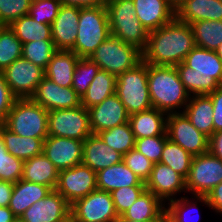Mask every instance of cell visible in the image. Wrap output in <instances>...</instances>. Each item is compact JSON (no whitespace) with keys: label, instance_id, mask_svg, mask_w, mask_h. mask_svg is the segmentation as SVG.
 I'll list each match as a JSON object with an SVG mask.
<instances>
[{"label":"cell","instance_id":"cell-1","mask_svg":"<svg viewBox=\"0 0 222 222\" xmlns=\"http://www.w3.org/2000/svg\"><path fill=\"white\" fill-rule=\"evenodd\" d=\"M194 47L191 25L175 17L171 22L149 32L142 60L156 66H177Z\"/></svg>","mask_w":222,"mask_h":222},{"label":"cell","instance_id":"cell-2","mask_svg":"<svg viewBox=\"0 0 222 222\" xmlns=\"http://www.w3.org/2000/svg\"><path fill=\"white\" fill-rule=\"evenodd\" d=\"M175 67L190 96L208 95L222 85V61L214 50L195 46Z\"/></svg>","mask_w":222,"mask_h":222},{"label":"cell","instance_id":"cell-3","mask_svg":"<svg viewBox=\"0 0 222 222\" xmlns=\"http://www.w3.org/2000/svg\"><path fill=\"white\" fill-rule=\"evenodd\" d=\"M148 87L152 107L167 114L183 113L190 99L175 66L148 64Z\"/></svg>","mask_w":222,"mask_h":222},{"label":"cell","instance_id":"cell-4","mask_svg":"<svg viewBox=\"0 0 222 222\" xmlns=\"http://www.w3.org/2000/svg\"><path fill=\"white\" fill-rule=\"evenodd\" d=\"M110 36L105 5L80 8L77 38L71 49L79 58H89L96 48Z\"/></svg>","mask_w":222,"mask_h":222},{"label":"cell","instance_id":"cell-5","mask_svg":"<svg viewBox=\"0 0 222 222\" xmlns=\"http://www.w3.org/2000/svg\"><path fill=\"white\" fill-rule=\"evenodd\" d=\"M105 6L110 34L143 51L149 32L137 19L133 0H111Z\"/></svg>","mask_w":222,"mask_h":222},{"label":"cell","instance_id":"cell-6","mask_svg":"<svg viewBox=\"0 0 222 222\" xmlns=\"http://www.w3.org/2000/svg\"><path fill=\"white\" fill-rule=\"evenodd\" d=\"M2 124L21 137H48V111L31 98L16 99Z\"/></svg>","mask_w":222,"mask_h":222},{"label":"cell","instance_id":"cell-7","mask_svg":"<svg viewBox=\"0 0 222 222\" xmlns=\"http://www.w3.org/2000/svg\"><path fill=\"white\" fill-rule=\"evenodd\" d=\"M118 98L131 115L152 108L148 87V64L141 61L116 77Z\"/></svg>","mask_w":222,"mask_h":222},{"label":"cell","instance_id":"cell-8","mask_svg":"<svg viewBox=\"0 0 222 222\" xmlns=\"http://www.w3.org/2000/svg\"><path fill=\"white\" fill-rule=\"evenodd\" d=\"M89 59L95 62L101 70L117 77L142 61V51L110 34Z\"/></svg>","mask_w":222,"mask_h":222},{"label":"cell","instance_id":"cell-9","mask_svg":"<svg viewBox=\"0 0 222 222\" xmlns=\"http://www.w3.org/2000/svg\"><path fill=\"white\" fill-rule=\"evenodd\" d=\"M91 134L88 109L82 105L48 111V136L85 141Z\"/></svg>","mask_w":222,"mask_h":222},{"label":"cell","instance_id":"cell-10","mask_svg":"<svg viewBox=\"0 0 222 222\" xmlns=\"http://www.w3.org/2000/svg\"><path fill=\"white\" fill-rule=\"evenodd\" d=\"M222 182V160L209 151L193 156L189 175L186 178L187 193L206 196Z\"/></svg>","mask_w":222,"mask_h":222},{"label":"cell","instance_id":"cell-11","mask_svg":"<svg viewBox=\"0 0 222 222\" xmlns=\"http://www.w3.org/2000/svg\"><path fill=\"white\" fill-rule=\"evenodd\" d=\"M76 222H115L119 217L111 193L96 189L71 204Z\"/></svg>","mask_w":222,"mask_h":222},{"label":"cell","instance_id":"cell-12","mask_svg":"<svg viewBox=\"0 0 222 222\" xmlns=\"http://www.w3.org/2000/svg\"><path fill=\"white\" fill-rule=\"evenodd\" d=\"M5 82L17 99L31 98L45 77V70L24 59H16L3 72Z\"/></svg>","mask_w":222,"mask_h":222},{"label":"cell","instance_id":"cell-13","mask_svg":"<svg viewBox=\"0 0 222 222\" xmlns=\"http://www.w3.org/2000/svg\"><path fill=\"white\" fill-rule=\"evenodd\" d=\"M97 189V174L89 166L75 165L59 171L56 191L70 204Z\"/></svg>","mask_w":222,"mask_h":222},{"label":"cell","instance_id":"cell-14","mask_svg":"<svg viewBox=\"0 0 222 222\" xmlns=\"http://www.w3.org/2000/svg\"><path fill=\"white\" fill-rule=\"evenodd\" d=\"M166 133L168 139L180 145L192 156L208 152L209 138L198 131L184 113H169Z\"/></svg>","mask_w":222,"mask_h":222},{"label":"cell","instance_id":"cell-15","mask_svg":"<svg viewBox=\"0 0 222 222\" xmlns=\"http://www.w3.org/2000/svg\"><path fill=\"white\" fill-rule=\"evenodd\" d=\"M71 215V204L55 189L33 203L18 222H62Z\"/></svg>","mask_w":222,"mask_h":222},{"label":"cell","instance_id":"cell-16","mask_svg":"<svg viewBox=\"0 0 222 222\" xmlns=\"http://www.w3.org/2000/svg\"><path fill=\"white\" fill-rule=\"evenodd\" d=\"M31 99L47 111L73 109L81 105V98L72 87H61L46 76Z\"/></svg>","mask_w":222,"mask_h":222},{"label":"cell","instance_id":"cell-17","mask_svg":"<svg viewBox=\"0 0 222 222\" xmlns=\"http://www.w3.org/2000/svg\"><path fill=\"white\" fill-rule=\"evenodd\" d=\"M83 142L76 139L48 136L43 143V153L58 171H62L82 163Z\"/></svg>","mask_w":222,"mask_h":222},{"label":"cell","instance_id":"cell-18","mask_svg":"<svg viewBox=\"0 0 222 222\" xmlns=\"http://www.w3.org/2000/svg\"><path fill=\"white\" fill-rule=\"evenodd\" d=\"M146 190L160 198L164 204L173 200L177 194L185 192L186 179L172 168L161 162L155 163L149 179L145 182Z\"/></svg>","mask_w":222,"mask_h":222},{"label":"cell","instance_id":"cell-19","mask_svg":"<svg viewBox=\"0 0 222 222\" xmlns=\"http://www.w3.org/2000/svg\"><path fill=\"white\" fill-rule=\"evenodd\" d=\"M88 114L92 134L125 124L130 117L116 93L100 104L88 108Z\"/></svg>","mask_w":222,"mask_h":222},{"label":"cell","instance_id":"cell-20","mask_svg":"<svg viewBox=\"0 0 222 222\" xmlns=\"http://www.w3.org/2000/svg\"><path fill=\"white\" fill-rule=\"evenodd\" d=\"M80 7L62 4L51 24L52 40L57 50H71L77 38Z\"/></svg>","mask_w":222,"mask_h":222},{"label":"cell","instance_id":"cell-21","mask_svg":"<svg viewBox=\"0 0 222 222\" xmlns=\"http://www.w3.org/2000/svg\"><path fill=\"white\" fill-rule=\"evenodd\" d=\"M123 155L108 146L98 134H91L83 142L82 164L96 173L122 161Z\"/></svg>","mask_w":222,"mask_h":222},{"label":"cell","instance_id":"cell-22","mask_svg":"<svg viewBox=\"0 0 222 222\" xmlns=\"http://www.w3.org/2000/svg\"><path fill=\"white\" fill-rule=\"evenodd\" d=\"M137 19L147 29L154 31L171 22L176 12L168 0H133Z\"/></svg>","mask_w":222,"mask_h":222},{"label":"cell","instance_id":"cell-23","mask_svg":"<svg viewBox=\"0 0 222 222\" xmlns=\"http://www.w3.org/2000/svg\"><path fill=\"white\" fill-rule=\"evenodd\" d=\"M163 203L160 198L145 189L121 217L138 222H166V204Z\"/></svg>","mask_w":222,"mask_h":222},{"label":"cell","instance_id":"cell-24","mask_svg":"<svg viewBox=\"0 0 222 222\" xmlns=\"http://www.w3.org/2000/svg\"><path fill=\"white\" fill-rule=\"evenodd\" d=\"M167 116V113L152 107L148 110L131 114L128 122L135 139L167 136Z\"/></svg>","mask_w":222,"mask_h":222},{"label":"cell","instance_id":"cell-25","mask_svg":"<svg viewBox=\"0 0 222 222\" xmlns=\"http://www.w3.org/2000/svg\"><path fill=\"white\" fill-rule=\"evenodd\" d=\"M52 189L48 186L20 179L14 183L8 207L19 219L33 203L43 199Z\"/></svg>","mask_w":222,"mask_h":222},{"label":"cell","instance_id":"cell-26","mask_svg":"<svg viewBox=\"0 0 222 222\" xmlns=\"http://www.w3.org/2000/svg\"><path fill=\"white\" fill-rule=\"evenodd\" d=\"M97 189L112 192L121 187L145 186V183L123 161L97 173Z\"/></svg>","mask_w":222,"mask_h":222},{"label":"cell","instance_id":"cell-27","mask_svg":"<svg viewBox=\"0 0 222 222\" xmlns=\"http://www.w3.org/2000/svg\"><path fill=\"white\" fill-rule=\"evenodd\" d=\"M213 103L209 95L190 96L183 113L208 138L213 134Z\"/></svg>","mask_w":222,"mask_h":222},{"label":"cell","instance_id":"cell-28","mask_svg":"<svg viewBox=\"0 0 222 222\" xmlns=\"http://www.w3.org/2000/svg\"><path fill=\"white\" fill-rule=\"evenodd\" d=\"M176 18L189 25L203 20H222V1L188 0L176 11Z\"/></svg>","mask_w":222,"mask_h":222},{"label":"cell","instance_id":"cell-29","mask_svg":"<svg viewBox=\"0 0 222 222\" xmlns=\"http://www.w3.org/2000/svg\"><path fill=\"white\" fill-rule=\"evenodd\" d=\"M58 176L59 171L44 153L24 161L21 178L23 180L42 184L54 190L57 187Z\"/></svg>","mask_w":222,"mask_h":222},{"label":"cell","instance_id":"cell-30","mask_svg":"<svg viewBox=\"0 0 222 222\" xmlns=\"http://www.w3.org/2000/svg\"><path fill=\"white\" fill-rule=\"evenodd\" d=\"M79 59L71 50H57L48 63L45 76L61 87H72L73 72Z\"/></svg>","mask_w":222,"mask_h":222},{"label":"cell","instance_id":"cell-31","mask_svg":"<svg viewBox=\"0 0 222 222\" xmlns=\"http://www.w3.org/2000/svg\"><path fill=\"white\" fill-rule=\"evenodd\" d=\"M0 136L7 151L22 161L43 153V139L21 137L12 133L3 124L0 126Z\"/></svg>","mask_w":222,"mask_h":222},{"label":"cell","instance_id":"cell-32","mask_svg":"<svg viewBox=\"0 0 222 222\" xmlns=\"http://www.w3.org/2000/svg\"><path fill=\"white\" fill-rule=\"evenodd\" d=\"M192 201L188 198V196L187 197L182 196L181 198L180 197L177 199L175 198L173 200H170L168 203H166V204H168L166 206V213H165L166 222H199V219H201V218H200V215L198 214V211H199L198 207L199 206H197V205H198V203L201 202L203 205H207V207H209L208 199L206 196H197V195L195 196L194 195L192 197ZM192 209L194 211H197V213H194V211ZM187 212L188 213L190 212L189 215L190 214H195V215L189 216ZM191 219H193V220H191Z\"/></svg>","mask_w":222,"mask_h":222},{"label":"cell","instance_id":"cell-33","mask_svg":"<svg viewBox=\"0 0 222 222\" xmlns=\"http://www.w3.org/2000/svg\"><path fill=\"white\" fill-rule=\"evenodd\" d=\"M116 91V76L99 69L90 83L86 94L81 99V105L90 108L103 102Z\"/></svg>","mask_w":222,"mask_h":222},{"label":"cell","instance_id":"cell-34","mask_svg":"<svg viewBox=\"0 0 222 222\" xmlns=\"http://www.w3.org/2000/svg\"><path fill=\"white\" fill-rule=\"evenodd\" d=\"M9 27L22 44L38 40H52L51 25L38 23L29 15L14 20Z\"/></svg>","mask_w":222,"mask_h":222},{"label":"cell","instance_id":"cell-35","mask_svg":"<svg viewBox=\"0 0 222 222\" xmlns=\"http://www.w3.org/2000/svg\"><path fill=\"white\" fill-rule=\"evenodd\" d=\"M190 25L195 46L215 51L222 43V20H203Z\"/></svg>","mask_w":222,"mask_h":222},{"label":"cell","instance_id":"cell-36","mask_svg":"<svg viewBox=\"0 0 222 222\" xmlns=\"http://www.w3.org/2000/svg\"><path fill=\"white\" fill-rule=\"evenodd\" d=\"M193 156L180 145L166 139L160 162L166 164L185 179L189 175Z\"/></svg>","mask_w":222,"mask_h":222},{"label":"cell","instance_id":"cell-37","mask_svg":"<svg viewBox=\"0 0 222 222\" xmlns=\"http://www.w3.org/2000/svg\"><path fill=\"white\" fill-rule=\"evenodd\" d=\"M98 135L108 146L122 155L135 148V137L129 122L101 131Z\"/></svg>","mask_w":222,"mask_h":222},{"label":"cell","instance_id":"cell-38","mask_svg":"<svg viewBox=\"0 0 222 222\" xmlns=\"http://www.w3.org/2000/svg\"><path fill=\"white\" fill-rule=\"evenodd\" d=\"M23 44L7 25H0V72L22 57Z\"/></svg>","mask_w":222,"mask_h":222},{"label":"cell","instance_id":"cell-39","mask_svg":"<svg viewBox=\"0 0 222 222\" xmlns=\"http://www.w3.org/2000/svg\"><path fill=\"white\" fill-rule=\"evenodd\" d=\"M56 51L53 40L31 41L23 44L22 57L46 70Z\"/></svg>","mask_w":222,"mask_h":222},{"label":"cell","instance_id":"cell-40","mask_svg":"<svg viewBox=\"0 0 222 222\" xmlns=\"http://www.w3.org/2000/svg\"><path fill=\"white\" fill-rule=\"evenodd\" d=\"M99 69V66L89 58L78 60L73 72L72 88L81 99L86 94Z\"/></svg>","mask_w":222,"mask_h":222},{"label":"cell","instance_id":"cell-41","mask_svg":"<svg viewBox=\"0 0 222 222\" xmlns=\"http://www.w3.org/2000/svg\"><path fill=\"white\" fill-rule=\"evenodd\" d=\"M24 161L10 154L0 136V180L18 182L22 178Z\"/></svg>","mask_w":222,"mask_h":222},{"label":"cell","instance_id":"cell-42","mask_svg":"<svg viewBox=\"0 0 222 222\" xmlns=\"http://www.w3.org/2000/svg\"><path fill=\"white\" fill-rule=\"evenodd\" d=\"M61 6V0H32L28 15L38 23L51 25Z\"/></svg>","mask_w":222,"mask_h":222},{"label":"cell","instance_id":"cell-43","mask_svg":"<svg viewBox=\"0 0 222 222\" xmlns=\"http://www.w3.org/2000/svg\"><path fill=\"white\" fill-rule=\"evenodd\" d=\"M32 0H0V25L9 26L14 20L28 15Z\"/></svg>","mask_w":222,"mask_h":222},{"label":"cell","instance_id":"cell-44","mask_svg":"<svg viewBox=\"0 0 222 222\" xmlns=\"http://www.w3.org/2000/svg\"><path fill=\"white\" fill-rule=\"evenodd\" d=\"M122 161L131 169L144 183L149 179L154 163L144 154L133 148L123 155Z\"/></svg>","mask_w":222,"mask_h":222},{"label":"cell","instance_id":"cell-45","mask_svg":"<svg viewBox=\"0 0 222 222\" xmlns=\"http://www.w3.org/2000/svg\"><path fill=\"white\" fill-rule=\"evenodd\" d=\"M145 189V186H127L110 192L118 216H121Z\"/></svg>","mask_w":222,"mask_h":222},{"label":"cell","instance_id":"cell-46","mask_svg":"<svg viewBox=\"0 0 222 222\" xmlns=\"http://www.w3.org/2000/svg\"><path fill=\"white\" fill-rule=\"evenodd\" d=\"M168 136H152L135 139V149L145 155L151 162H160Z\"/></svg>","mask_w":222,"mask_h":222},{"label":"cell","instance_id":"cell-47","mask_svg":"<svg viewBox=\"0 0 222 222\" xmlns=\"http://www.w3.org/2000/svg\"><path fill=\"white\" fill-rule=\"evenodd\" d=\"M17 98L13 95L9 86L5 82V78L2 72H0V122L3 123L13 104Z\"/></svg>","mask_w":222,"mask_h":222},{"label":"cell","instance_id":"cell-48","mask_svg":"<svg viewBox=\"0 0 222 222\" xmlns=\"http://www.w3.org/2000/svg\"><path fill=\"white\" fill-rule=\"evenodd\" d=\"M213 103V133L222 130V85L208 94Z\"/></svg>","mask_w":222,"mask_h":222},{"label":"cell","instance_id":"cell-49","mask_svg":"<svg viewBox=\"0 0 222 222\" xmlns=\"http://www.w3.org/2000/svg\"><path fill=\"white\" fill-rule=\"evenodd\" d=\"M209 208L222 215V182L216 185L207 195Z\"/></svg>","mask_w":222,"mask_h":222},{"label":"cell","instance_id":"cell-50","mask_svg":"<svg viewBox=\"0 0 222 222\" xmlns=\"http://www.w3.org/2000/svg\"><path fill=\"white\" fill-rule=\"evenodd\" d=\"M208 151L222 160V130L214 132L209 137Z\"/></svg>","mask_w":222,"mask_h":222},{"label":"cell","instance_id":"cell-51","mask_svg":"<svg viewBox=\"0 0 222 222\" xmlns=\"http://www.w3.org/2000/svg\"><path fill=\"white\" fill-rule=\"evenodd\" d=\"M14 183L0 180V206L8 207L13 193Z\"/></svg>","mask_w":222,"mask_h":222},{"label":"cell","instance_id":"cell-52","mask_svg":"<svg viewBox=\"0 0 222 222\" xmlns=\"http://www.w3.org/2000/svg\"><path fill=\"white\" fill-rule=\"evenodd\" d=\"M61 3L64 5H71L77 7H87V6H99L105 5V0H61Z\"/></svg>","mask_w":222,"mask_h":222},{"label":"cell","instance_id":"cell-53","mask_svg":"<svg viewBox=\"0 0 222 222\" xmlns=\"http://www.w3.org/2000/svg\"><path fill=\"white\" fill-rule=\"evenodd\" d=\"M0 222H18V218L9 207L0 206Z\"/></svg>","mask_w":222,"mask_h":222},{"label":"cell","instance_id":"cell-54","mask_svg":"<svg viewBox=\"0 0 222 222\" xmlns=\"http://www.w3.org/2000/svg\"><path fill=\"white\" fill-rule=\"evenodd\" d=\"M172 9L176 12L188 0H168Z\"/></svg>","mask_w":222,"mask_h":222},{"label":"cell","instance_id":"cell-55","mask_svg":"<svg viewBox=\"0 0 222 222\" xmlns=\"http://www.w3.org/2000/svg\"><path fill=\"white\" fill-rule=\"evenodd\" d=\"M215 51L222 61V43L219 45V47Z\"/></svg>","mask_w":222,"mask_h":222},{"label":"cell","instance_id":"cell-56","mask_svg":"<svg viewBox=\"0 0 222 222\" xmlns=\"http://www.w3.org/2000/svg\"><path fill=\"white\" fill-rule=\"evenodd\" d=\"M115 222H138V221H135V220H127V219H124V218H122L121 216H119Z\"/></svg>","mask_w":222,"mask_h":222},{"label":"cell","instance_id":"cell-57","mask_svg":"<svg viewBox=\"0 0 222 222\" xmlns=\"http://www.w3.org/2000/svg\"><path fill=\"white\" fill-rule=\"evenodd\" d=\"M62 222H76L75 219L70 215L68 218H66L64 221Z\"/></svg>","mask_w":222,"mask_h":222}]
</instances>
